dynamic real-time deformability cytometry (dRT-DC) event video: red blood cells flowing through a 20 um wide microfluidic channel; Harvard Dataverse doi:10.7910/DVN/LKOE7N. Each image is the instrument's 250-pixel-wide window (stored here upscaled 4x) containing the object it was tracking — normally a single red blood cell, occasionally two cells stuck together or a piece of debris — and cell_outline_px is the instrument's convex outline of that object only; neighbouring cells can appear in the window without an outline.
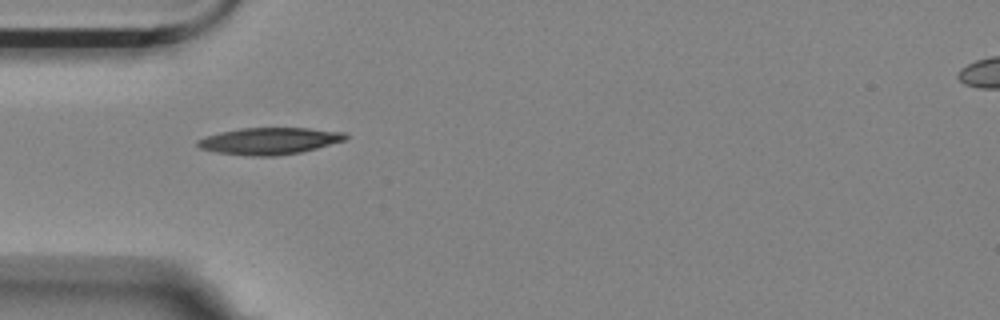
{"species": "Egyptian fruit bat (a non-hibernating species)", "species_latin": "Rousettus aegyptiacus", "temperature_condition": "room temperature", "stored_images_in_passage": 37, "camera_frame_rate_fps": 3000, "um_per_image_px": 0.085, "animal": {"sex": "female"}, "frame": {"image": 1, "passage_image": 1, "time_ms": 0.0, "image_size_px": [1000, 320], "cell_outline_px": [[348, 136], [344, 140], [316, 148], [300, 152], [272, 156], [252, 156], [216, 152], [200, 148], [196, 144], [196, 140], [204, 136], [220, 132], [240, 128], [308, 128], [344, 132]], "centroid_in_image_um": [22.85, 11.97], "position_along_channel_um": 62.2, "area_um2": 22.95}}
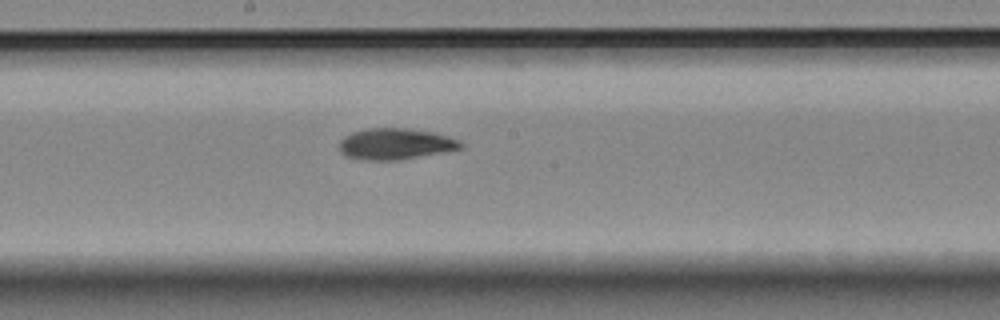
{"frame": {"image": 2, "passage_image": 14, "time_ms": 4.333, "image_size_px": [1000, 320], "cell_outline_px": [[464, 148], [396, 160], [368, 160], [348, 156], [340, 152], [340, 140], [344, 136], [352, 132], [368, 128], [408, 128], [436, 132], [460, 140], [464, 144]], "centroid_in_image_um": [33.64, 12.21], "position_along_channel_um": 214.6, "area_um2": 22.02}}
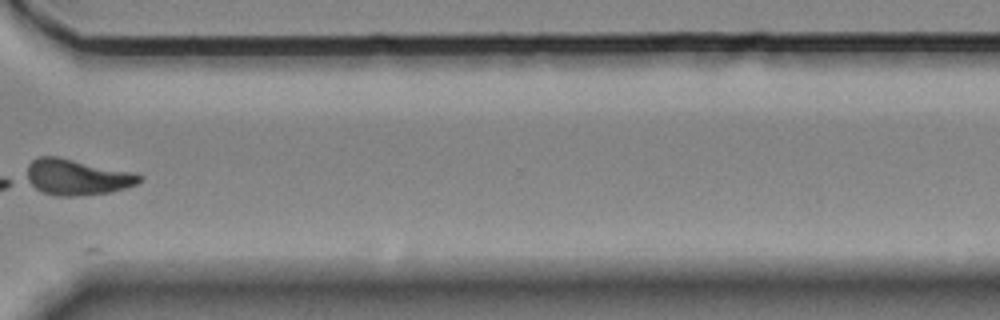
{"frame": {"image": 3, "passage_image": 23, "time_ms": 7.333, "image_size_px": [1000, 320], "cell_outline_px": [[144, 176], [136, 184], [112, 192], [76, 196], [56, 196], [40, 192], [24, 180], [28, 164], [32, 160], [40, 156], [56, 156], [136, 172]], "centroid_in_image_um": [6.5, 15.05], "position_along_channel_um": 364.1, "area_um2": 24.04}, "authors_computed_cell_mechanics": {"area_um2": 22.3686, "velocity_mm_per_s": 3.5209, "shape_relaxation_time_tau1_ms": 5.4816, "shape_relaxation_time_tau2_ms": 5.7286, "deformation_change_tau1": 0.193, "deformation_change_tau2": 0.1206}}